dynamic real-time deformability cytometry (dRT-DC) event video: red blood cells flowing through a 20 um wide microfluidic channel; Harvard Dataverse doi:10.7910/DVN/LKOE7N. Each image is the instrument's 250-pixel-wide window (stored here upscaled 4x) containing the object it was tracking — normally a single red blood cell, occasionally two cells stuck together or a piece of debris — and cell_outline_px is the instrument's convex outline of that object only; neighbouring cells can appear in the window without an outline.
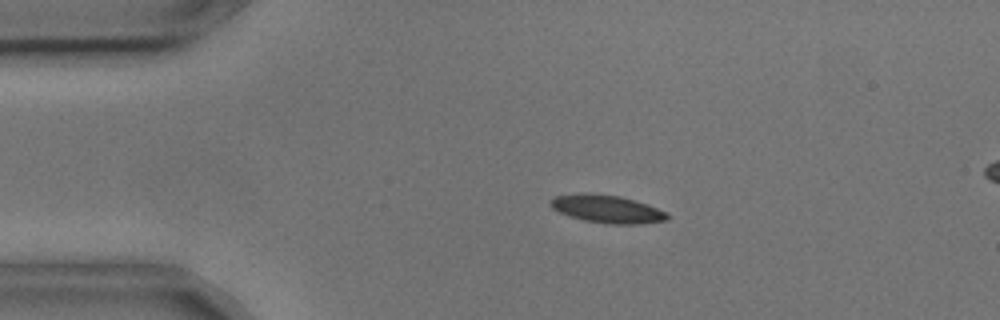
{"species": "common noctule bat (a hibernating species)", "species_latin": "Nyctalus noctula", "temperature_condition": "cold", "stored_images_in_passage": 5, "camera_frame_rate_fps": 3000, "um_per_image_px": 0.085, "animal": {"sex": "male", "body_mass_g": 17.9, "forearm_length_mm": 54.2}, "frame": {"image": 1, "passage_image": 3, "time_ms": 0.667, "image_size_px": [1000, 320], "cell_outline_px": [[672, 216], [668, 220], [640, 224], [608, 224], [584, 220], [568, 216], [552, 208], [548, 204], [548, 200], [556, 196], [588, 192], [620, 196], [648, 204], [668, 212]], "centroid_in_image_um": [51.63, 17.76], "position_along_channel_um": 33.4, "area_um2": 19.31}}